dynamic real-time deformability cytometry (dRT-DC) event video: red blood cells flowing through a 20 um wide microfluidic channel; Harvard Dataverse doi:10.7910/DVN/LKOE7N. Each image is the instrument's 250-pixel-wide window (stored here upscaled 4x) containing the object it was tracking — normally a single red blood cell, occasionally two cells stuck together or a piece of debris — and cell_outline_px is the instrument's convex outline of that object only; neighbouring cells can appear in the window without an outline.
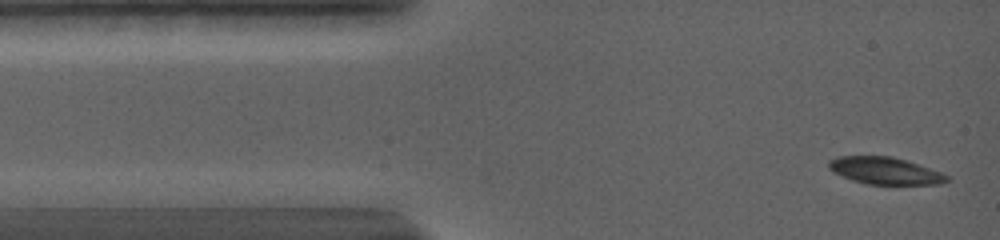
{"species": "common noctule bat (a hibernating species)", "species_latin": "Nyctalus noctula", "temperature_condition": "warm", "stored_images_in_passage": 50, "camera_frame_rate_fps": 5000, "um_per_image_px": 0.085, "animal": {"sex": "female", "body_mass_g": 19.0, "forearm_length_mm": 56.7}, "frame": {"image": 1, "passage_image": 1, "time_ms": 0.0, "image_size_px": [1000, 240], "cell_outline_px": [[948, 180], [940, 184], [864, 184], [852, 180], [832, 172], [828, 168], [828, 160], [840, 156], [892, 156], [940, 172], [948, 176]], "centroid_in_image_um": [75.15, 14.51], "position_along_channel_um": 9.8, "area_um2": 18.44}}
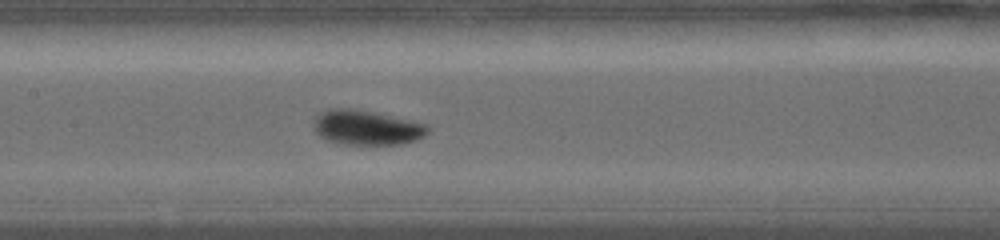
{"frame": {"image": 2, "passage_image": 22, "time_ms": 6.2, "image_size_px": [1000, 240], "cell_outline_px": [[428, 132], [424, 136], [416, 140], [400, 144], [344, 144], [328, 140], [320, 136], [312, 128], [312, 124], [316, 116], [320, 112], [328, 108], [352, 108], [372, 112], [428, 124]], "centroid_in_image_um": [31.12, 10.83], "position_along_channel_um": 176.3, "area_um2": 23.06}}
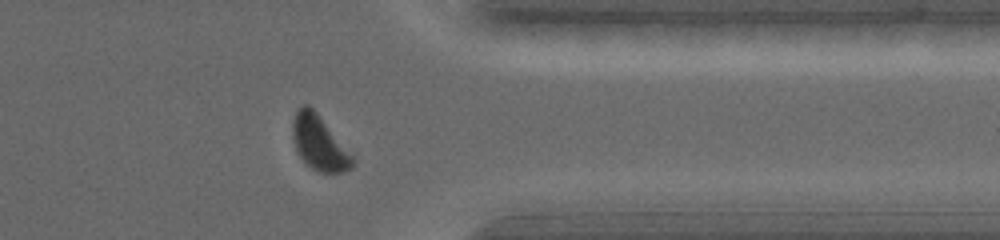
{"frame": {"image": 3, "passage_image": 43, "time_ms": 12.0, "image_size_px": [1000, 240], "cell_outline_px": [[356, 164], [352, 168], [344, 172], [320, 172], [312, 168], [300, 156], [296, 148], [292, 136], [292, 120], [296, 112], [304, 104], [308, 104], [316, 112], [356, 160]], "centroid_in_image_um": [27.14, 12.16], "position_along_channel_um": 384.3, "area_um2": 18.67}, "authors_computed_cell_mechanics": {"area_um2": 20.7213, "velocity_mm_per_s": 3.6851, "shape_relaxation_time_tau1_ms": 2.3259, "shape_relaxation_time_tau2_ms": 3.1301, "deformation_change_tau1": 0.1339, "deformation_change_tau2": 0.053}}